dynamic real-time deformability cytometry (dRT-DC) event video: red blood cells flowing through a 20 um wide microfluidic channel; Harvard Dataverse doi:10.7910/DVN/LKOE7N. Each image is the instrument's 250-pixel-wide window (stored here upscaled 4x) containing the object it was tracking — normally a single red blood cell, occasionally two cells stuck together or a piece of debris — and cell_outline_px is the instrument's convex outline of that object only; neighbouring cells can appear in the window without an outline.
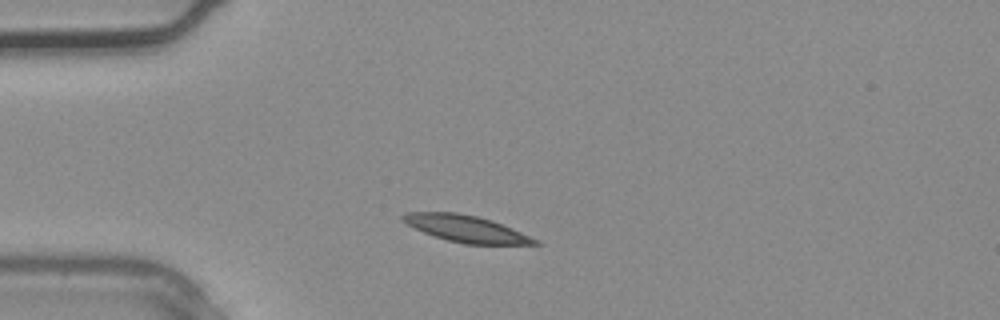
{"species": "common noctule bat (a hibernating species)", "species_latin": "Nyctalus noctula", "temperature_condition": "warm", "stored_images_in_passage": 1, "camera_frame_rate_fps": 3000, "um_per_image_px": 0.085, "animal": {"sex": "male", "body_mass_g": 20.4}, "frame": {"image": 1, "passage_image": 1, "time_ms": 0.0, "image_size_px": [1000, 320], "cell_outline_px": [[540, 244], [464, 244], [448, 240], [424, 232], [400, 220], [400, 216], [408, 212], [456, 212], [476, 216], [492, 220], [512, 228], [540, 240]], "centroid_in_image_um": [39.63, 19.43], "position_along_channel_um": 45.4, "area_um2": 20.35}}